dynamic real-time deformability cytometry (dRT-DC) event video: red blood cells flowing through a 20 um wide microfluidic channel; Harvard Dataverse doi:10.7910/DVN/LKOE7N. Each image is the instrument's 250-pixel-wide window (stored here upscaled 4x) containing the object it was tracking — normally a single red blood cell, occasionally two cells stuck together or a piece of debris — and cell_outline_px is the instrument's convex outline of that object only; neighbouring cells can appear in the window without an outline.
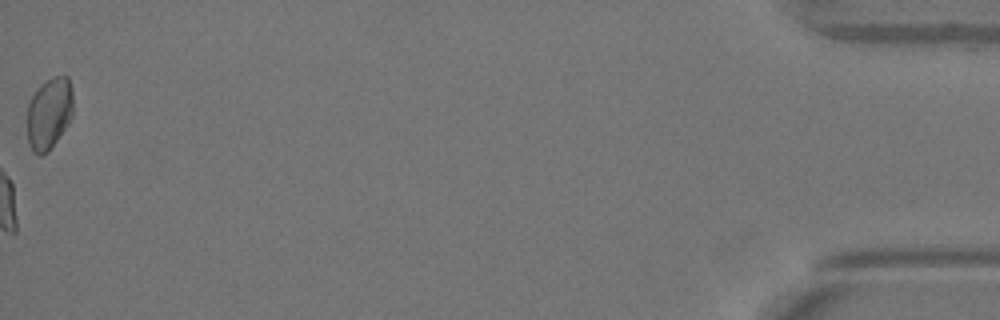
{"species": "Egyptian fruit bat (a non-hibernating species)", "species_latin": "Rousettus aegyptiacus", "temperature_condition": "warm", "stored_images_in_passage": 50, "camera_frame_rate_fps": 3000, "um_per_image_px": 0.085, "animal": {"sex": "female"}, "frame": {"image": 1, "passage_image": 50, "time_ms": 16.333, "image_size_px": [1000, 320], "cell_outline_px": [[72, 116], [68, 124], [48, 152], [40, 156], [32, 152], [28, 144], [28, 104], [32, 96], [40, 84], [52, 76], [68, 76], [72, 88]], "centroid_in_image_um": [4.17, 9.64], "position_along_channel_um": 431.0, "area_um2": 19.31}, "authors_computed_cell_mechanics": {"area_um2": 22.3686, "velocity_mm_per_s": 4.0646, "shape_relaxation_time_tau1_ms": 7.6734, "shape_relaxation_time_tau2_ms": 1.0771, "deformation_change_tau1": 0.2269, "deformation_change_tau2": 0.069}}